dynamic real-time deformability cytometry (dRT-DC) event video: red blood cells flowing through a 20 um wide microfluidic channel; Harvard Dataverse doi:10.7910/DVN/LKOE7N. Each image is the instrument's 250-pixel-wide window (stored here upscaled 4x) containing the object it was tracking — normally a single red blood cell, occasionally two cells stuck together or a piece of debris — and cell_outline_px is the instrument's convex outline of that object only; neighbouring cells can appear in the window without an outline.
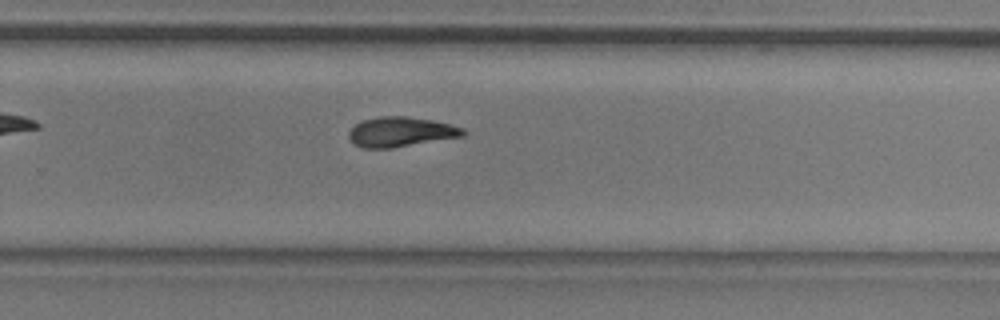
{"species": "common noctule bat (a hibernating species)", "species_latin": "Nyctalus noctula", "temperature_condition": "room temperature", "stored_images_in_passage": 12, "camera_frame_rate_fps": 3000, "um_per_image_px": 0.085, "animal": {"sex": "male", "body_mass_g": 20.5, "forearm_length_mm": 52.5}, "frame": {"image": 1, "passage_image": 12, "time_ms": 14.333, "image_size_px": [1000, 320], "cell_outline_px": [[468, 132], [464, 136], [392, 148], [364, 148], [352, 144], [348, 136], [348, 132], [356, 124], [364, 120], [380, 116], [404, 116], [432, 120], [464, 128]], "centroid_in_image_um": [34.06, 11.22], "position_along_channel_um": 295.7, "area_um2": 19.88}}